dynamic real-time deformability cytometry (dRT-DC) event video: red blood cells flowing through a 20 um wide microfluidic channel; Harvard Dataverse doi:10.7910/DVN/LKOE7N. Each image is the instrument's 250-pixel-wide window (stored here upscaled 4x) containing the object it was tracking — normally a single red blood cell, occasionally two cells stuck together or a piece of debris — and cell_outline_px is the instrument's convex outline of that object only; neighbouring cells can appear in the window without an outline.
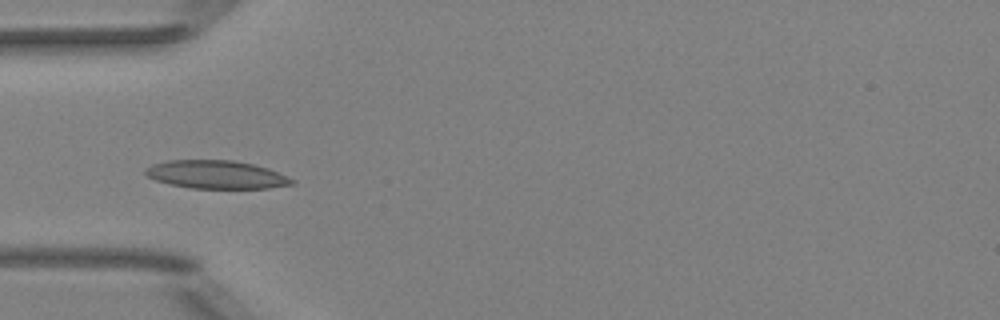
{"species": "Egyptian fruit bat (a non-hibernating species)", "species_latin": "Rousettus aegyptiacus", "temperature_condition": "room temperature", "stored_images_in_passage": 51, "camera_frame_rate_fps": 3000, "um_per_image_px": 0.085, "animal": {"sex": "female"}, "frame": {"image": 1, "passage_image": 16, "time_ms": 5.0, "image_size_px": [1000, 320], "cell_outline_px": [[296, 184], [268, 188], [192, 188], [168, 184], [156, 180], [148, 176], [144, 172], [144, 168], [152, 164], [168, 160], [232, 160], [252, 164], [268, 168], [288, 176], [296, 180]], "centroid_in_image_um": [18.4, 14.84], "position_along_channel_um": 66.6, "area_um2": 24.16}}
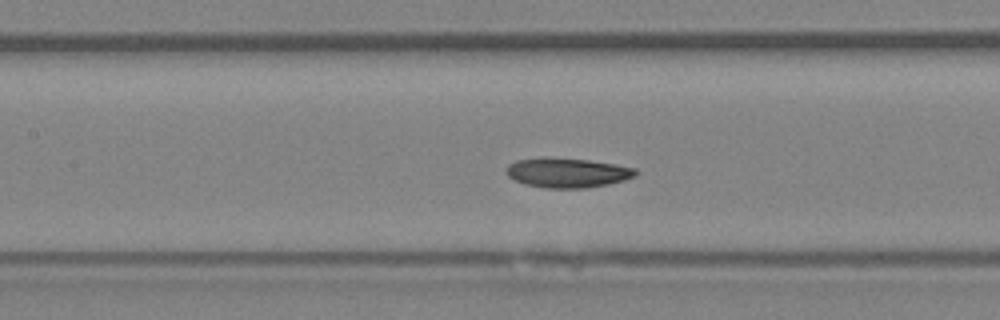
{"frame": {"image": 2, "passage_image": 23, "time_ms": 7.333, "image_size_px": [1000, 320], "cell_outline_px": [[636, 176], [624, 180], [608, 184], [588, 188], [544, 188], [524, 184], [508, 176], [504, 172], [508, 164], [516, 160], [588, 160], [616, 164], [636, 168]], "centroid_in_image_um": [48.26, 14.73], "position_along_channel_um": 159.1, "area_um2": 21.62}}
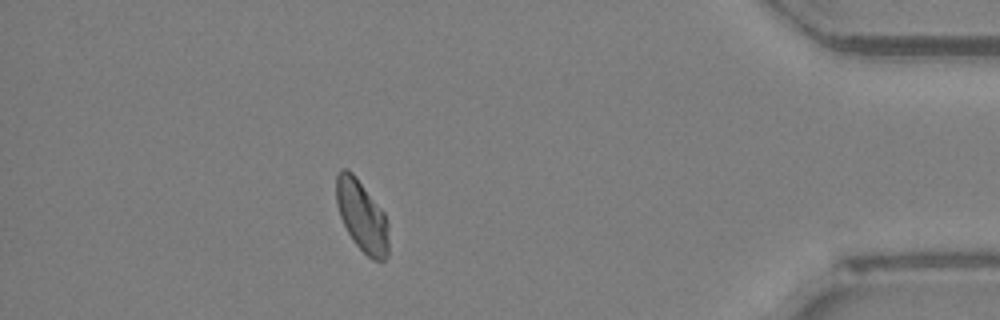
{"frame": {"image": 3, "passage_image": 45, "time_ms": 14.667, "image_size_px": [1000, 320], "cell_outline_px": [[388, 256], [384, 260], [372, 260], [352, 240], [340, 216], [336, 204], [336, 176], [340, 168], [348, 168], [356, 176], [384, 212], [388, 220]], "centroid_in_image_um": [30.76, 18.34], "position_along_channel_um": 404.4, "area_um2": 21.85}, "authors_computed_cell_mechanics": {"area_um2": 22.3108, "velocity_mm_per_s": 3.9988, "shape_relaxation_time_tau1_ms": 4.7889, "shape_relaxation_time_tau2_ms": 2.9178, "deformation_change_tau1": 0.1096, "deformation_change_tau2": 0.0739}}